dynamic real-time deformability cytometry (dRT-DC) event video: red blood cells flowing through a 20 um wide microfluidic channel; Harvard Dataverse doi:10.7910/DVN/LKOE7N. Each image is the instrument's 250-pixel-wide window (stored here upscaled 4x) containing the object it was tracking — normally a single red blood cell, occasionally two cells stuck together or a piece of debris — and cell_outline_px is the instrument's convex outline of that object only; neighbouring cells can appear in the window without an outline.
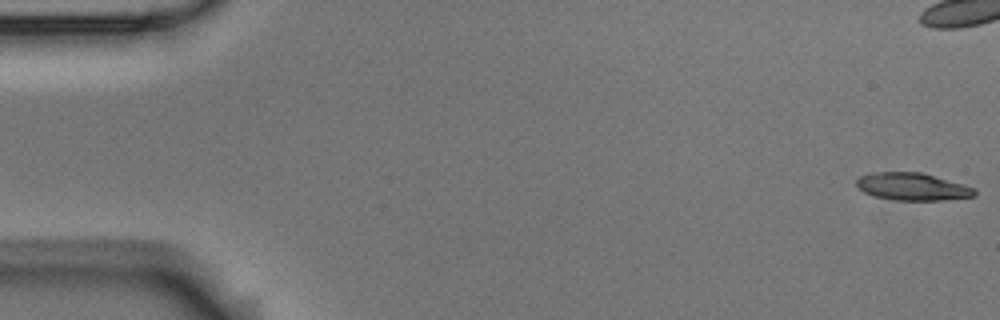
{"species": "Egyptian fruit bat (a non-hibernating species)", "species_latin": "Rousettus aegyptiacus", "temperature_condition": "room temperature", "stored_images_in_passage": 8, "camera_frame_rate_fps": 3000, "um_per_image_px": 0.085, "animal": {"sex": "male"}, "frame": {"image": 1, "passage_image": 1, "time_ms": 0.0, "image_size_px": [1000, 320], "cell_outline_px": [[976, 196], [940, 200], [892, 200], [872, 196], [864, 192], [856, 184], [856, 180], [860, 176], [872, 172], [920, 172], [964, 184], [976, 188]], "centroid_in_image_um": [77.55, 15.86], "position_along_channel_um": 7.4, "area_um2": 18.96}}
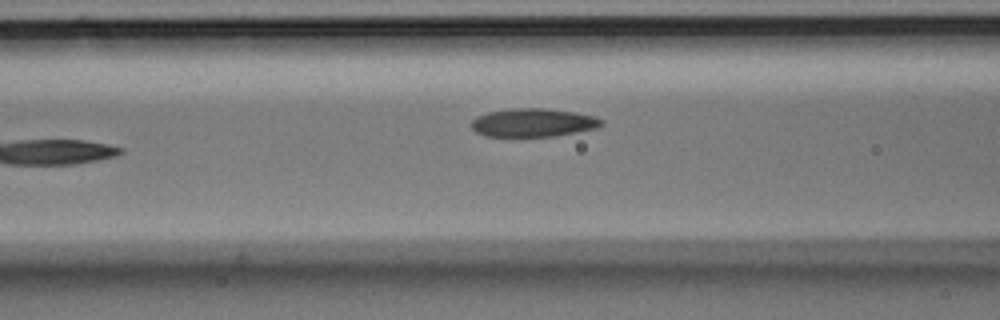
{"frame": {"image": 2, "passage_image": 7, "time_ms": 2.0, "image_size_px": [1000, 320], "cell_outline_px": [[604, 124], [600, 128], [552, 136], [484, 136], [476, 132], [472, 128], [472, 120], [476, 116], [488, 112], [512, 108], [544, 108], [572, 112], [592, 116], [604, 120]], "centroid_in_image_um": [45.32, 10.42], "position_along_channel_um": 121.3, "area_um2": 21.44}}
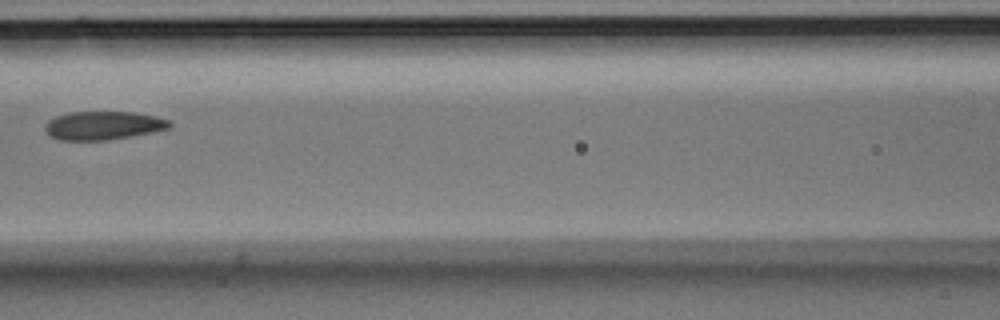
{"frame": {"image": 3, "passage_image": 8, "time_ms": 2.333, "image_size_px": [1000, 320], "cell_outline_px": [[172, 128], [152, 132], [108, 140], [60, 140], [48, 136], [44, 128], [44, 124], [48, 120], [56, 116], [68, 112], [132, 112], [156, 116], [168, 120], [172, 124]], "centroid_in_image_um": [8.74, 10.67], "position_along_channel_um": 157.9, "area_um2": 20.81}}